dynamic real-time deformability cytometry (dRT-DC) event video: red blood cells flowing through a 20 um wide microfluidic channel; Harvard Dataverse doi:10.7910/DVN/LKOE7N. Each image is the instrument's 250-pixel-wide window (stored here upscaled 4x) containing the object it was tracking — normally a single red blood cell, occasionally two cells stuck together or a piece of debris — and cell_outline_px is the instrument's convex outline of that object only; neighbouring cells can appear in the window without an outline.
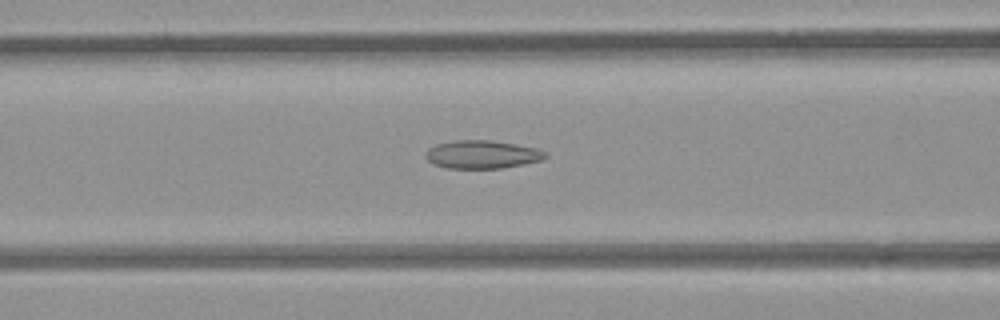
{"species": "common noctule bat (a hibernating species)", "species_latin": "Nyctalus noctula", "temperature_condition": "room temperature", "stored_images_in_passage": 54, "camera_frame_rate_fps": 3000, "um_per_image_px": 0.085, "animal": {"sex": "female", "body_mass_g": 21.9}, "frame": {"image": 1, "passage_image": 22, "time_ms": 7.0, "image_size_px": [1000, 320], "cell_outline_px": [[548, 156], [540, 160], [524, 164], [500, 168], [448, 168], [432, 164], [424, 156], [428, 148], [436, 144], [456, 140], [488, 140], [516, 144], [536, 148], [548, 152]], "centroid_in_image_um": [40.97, 13.12], "position_along_channel_um": 125.6, "area_um2": 19.65}}
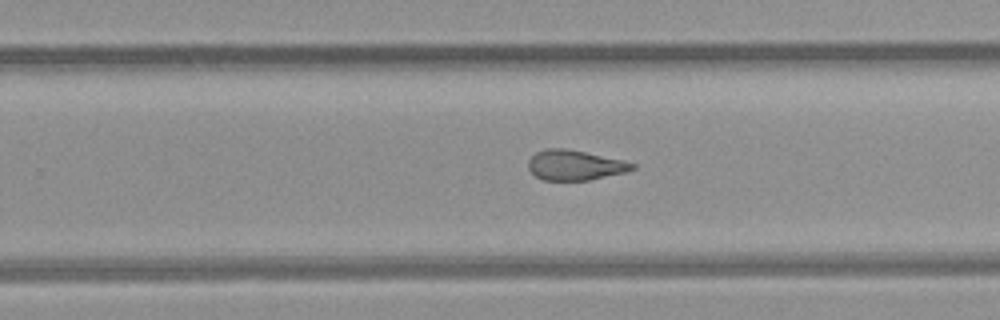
{"frame": {"image": 2, "passage_image": 34, "time_ms": 11.0, "image_size_px": [1000, 320], "cell_outline_px": [[636, 168], [628, 172], [588, 180], [544, 180], [536, 176], [528, 168], [528, 160], [536, 152], [544, 148], [564, 148], [624, 160], [636, 164]], "centroid_in_image_um": [48.88, 14.03], "position_along_channel_um": 280.9, "area_um2": 18.26}}
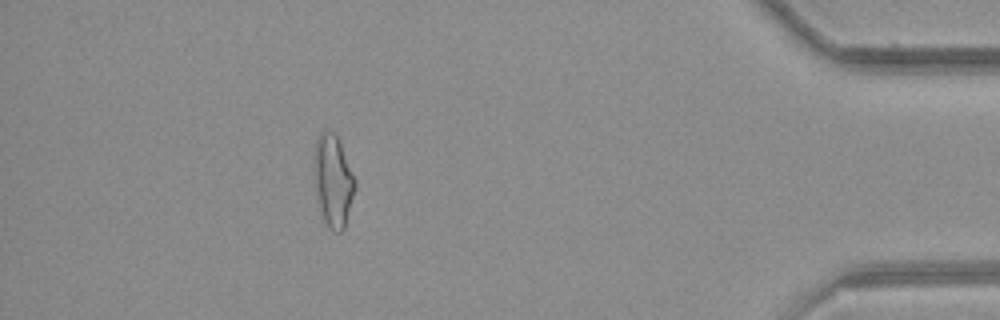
{"frame": {"image": 3, "passage_image": 48, "time_ms": 15.667, "image_size_px": [1000, 320], "cell_outline_px": [[356, 188], [344, 228], [340, 232], [332, 232], [324, 224], [320, 212], [316, 192], [312, 160], [312, 156], [316, 140], [320, 132], [328, 128], [336, 136], [340, 144], [356, 180]], "centroid_in_image_um": [28.28, 15.38], "position_along_channel_um": 406.9, "area_um2": 22.37}, "authors_computed_cell_mechanics": {"area_um2": 20.7502, "velocity_mm_per_s": 3.8868, "shape_relaxation_time_tau1_ms": null, "shape_relaxation_time_tau2_ms": 3.6175, "deformation_change_tau1": null, "deformation_change_tau2": 0.1255}}